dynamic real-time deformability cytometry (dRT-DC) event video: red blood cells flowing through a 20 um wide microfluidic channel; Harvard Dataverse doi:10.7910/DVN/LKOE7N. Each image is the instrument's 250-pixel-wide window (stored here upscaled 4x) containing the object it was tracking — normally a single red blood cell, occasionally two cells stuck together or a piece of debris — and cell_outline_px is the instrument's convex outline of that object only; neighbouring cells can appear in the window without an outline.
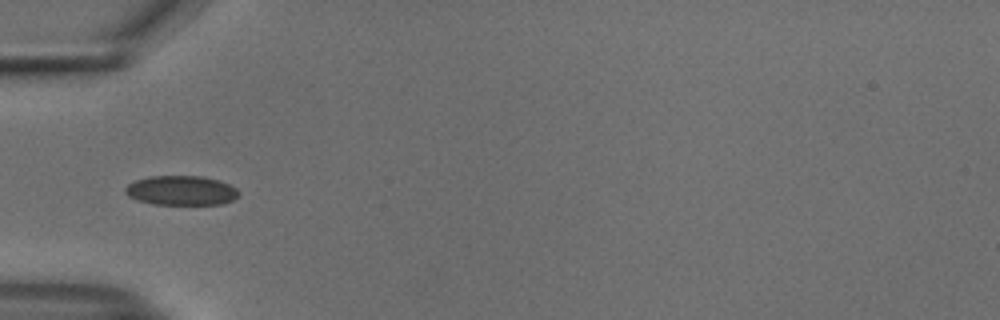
{"species": "common noctule bat (a hibernating species)", "species_latin": "Nyctalus noctula", "temperature_condition": "cold", "stored_images_in_passage": 37, "camera_frame_rate_fps": 3000, "um_per_image_px": 0.085, "animal": {"sex": "male", "body_mass_g": 18.8}, "frame": {"image": 1, "passage_image": 1, "time_ms": 0.0, "image_size_px": [1000, 320], "cell_outline_px": [[240, 192], [232, 200], [224, 204], [152, 204], [136, 200], [128, 196], [124, 192], [124, 188], [128, 184], [136, 180], [148, 176], [204, 176], [220, 180], [236, 188]], "centroid_in_image_um": [15.38, 16.18], "position_along_channel_um": 69.6, "area_um2": 19.65}}
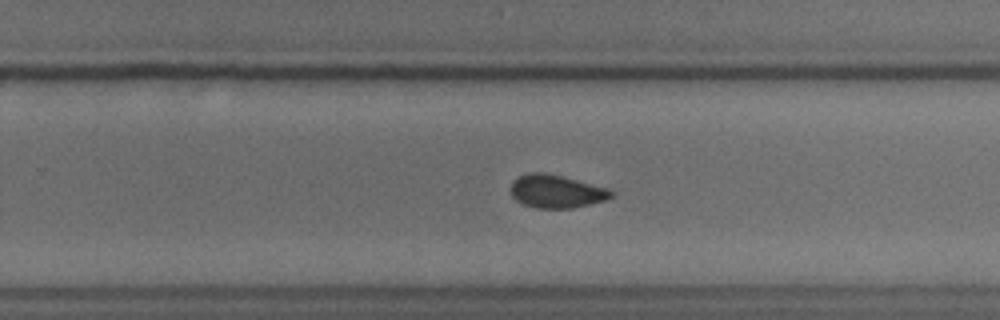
{"frame": {"image": 2, "passage_image": 18, "time_ms": 5.667, "image_size_px": [1000, 320], "cell_outline_px": [[616, 192], [612, 196], [604, 200], [572, 208], [536, 208], [524, 204], [516, 200], [512, 196], [512, 180], [528, 172], [544, 172], [612, 188]], "centroid_in_image_um": [47.32, 16.25], "position_along_channel_um": 282.5, "area_um2": 19.42}}
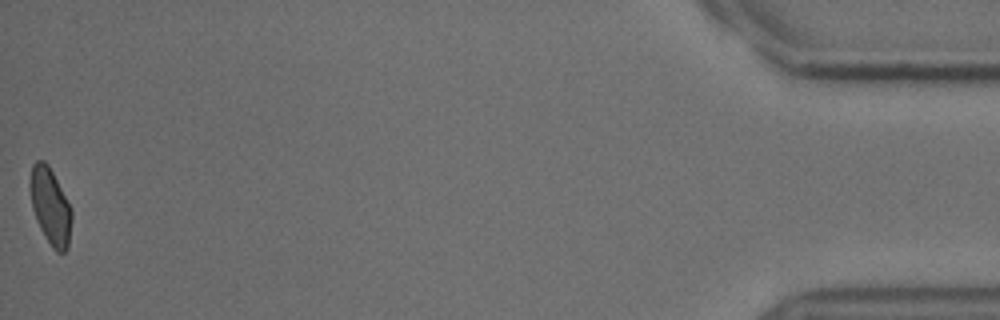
{"frame": {"image": 3, "passage_image": 37, "time_ms": 12.0, "image_size_px": [1000, 320], "cell_outline_px": [[72, 220], [68, 248], [64, 252], [56, 252], [52, 248], [44, 236], [36, 220], [32, 208], [28, 184], [32, 164], [36, 160], [44, 160], [48, 164], [72, 208]], "centroid_in_image_um": [4.27, 17.53], "position_along_channel_um": 430.9, "area_um2": 18.9}, "authors_computed_cell_mechanics": {"area_um2": 19.363, "velocity_mm_per_s": 3.7636, "shape_relaxation_time_tau1_ms": 2.7398, "shape_relaxation_time_tau2_ms": 1.7503, "deformation_change_tau1": 0.0692, "deformation_change_tau2": 0.0562}}